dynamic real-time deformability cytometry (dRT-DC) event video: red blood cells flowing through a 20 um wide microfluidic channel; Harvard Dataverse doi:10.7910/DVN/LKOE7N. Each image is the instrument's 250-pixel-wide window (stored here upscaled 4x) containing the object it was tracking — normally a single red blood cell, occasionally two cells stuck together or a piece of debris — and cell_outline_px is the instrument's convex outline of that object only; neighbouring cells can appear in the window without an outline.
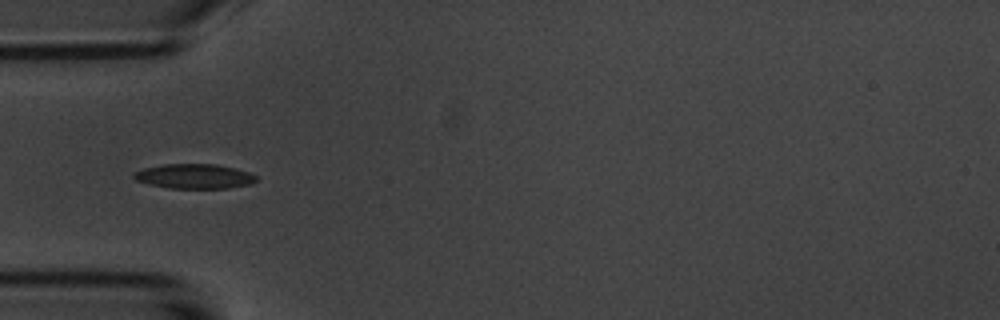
{"species": "common noctule bat (a hibernating species)", "species_latin": "Nyctalus noctula", "temperature_condition": "room temperature", "stored_images_in_passage": 9, "camera_frame_rate_fps": 3000, "um_per_image_px": 0.085, "animal": {"sex": "male", "body_mass_g": 20.1, "forearm_length_mm": 53.5}, "frame": {"image": 1, "passage_image": 6, "time_ms": 5.667, "image_size_px": [1000, 320], "cell_outline_px": [[256, 180], [252, 184], [228, 188], [168, 188], [148, 184], [136, 180], [132, 176], [132, 172], [144, 168], [164, 164], [216, 164], [248, 172], [256, 176]], "centroid_in_image_um": [16.47, 14.99], "position_along_channel_um": 68.5, "area_um2": 17.57}}
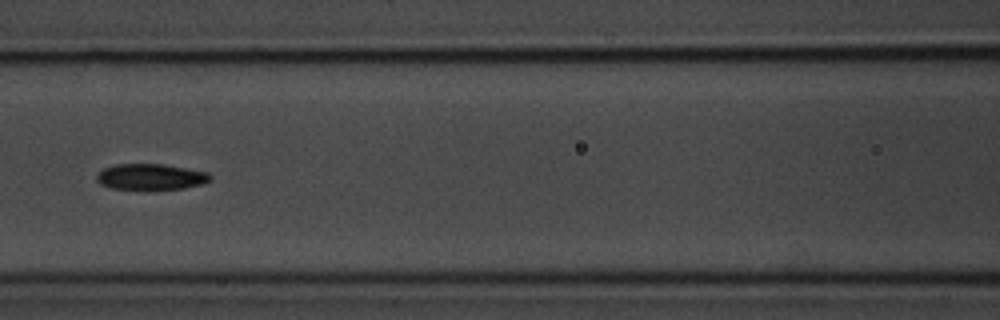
{"frame": {"image": 2, "passage_image": 8, "time_ms": 8.0, "image_size_px": [1000, 320], "cell_outline_px": [[212, 180], [204, 184], [184, 188], [152, 192], [148, 192], [112, 188], [100, 184], [96, 180], [96, 176], [104, 168], [116, 164], [164, 164], [208, 172], [212, 176]], "centroid_in_image_um": [12.85, 15.08], "position_along_channel_um": 153.8, "area_um2": 18.03}}
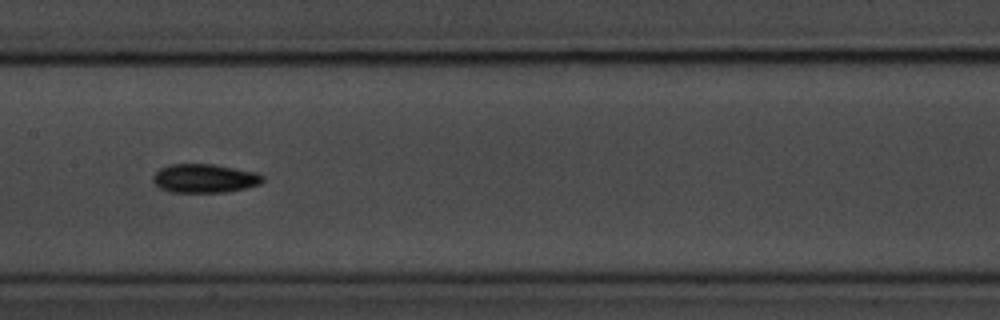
{"frame": {"image": 3, "passage_image": 9, "time_ms": 9.0, "image_size_px": [1000, 320], "cell_outline_px": [[264, 180], [260, 184], [244, 188], [224, 192], [172, 192], [160, 188], [152, 180], [152, 176], [160, 168], [168, 164], [212, 164], [256, 172], [264, 176]], "centroid_in_image_um": [17.37, 15.15], "position_along_channel_um": 190.0, "area_um2": 18.32}}